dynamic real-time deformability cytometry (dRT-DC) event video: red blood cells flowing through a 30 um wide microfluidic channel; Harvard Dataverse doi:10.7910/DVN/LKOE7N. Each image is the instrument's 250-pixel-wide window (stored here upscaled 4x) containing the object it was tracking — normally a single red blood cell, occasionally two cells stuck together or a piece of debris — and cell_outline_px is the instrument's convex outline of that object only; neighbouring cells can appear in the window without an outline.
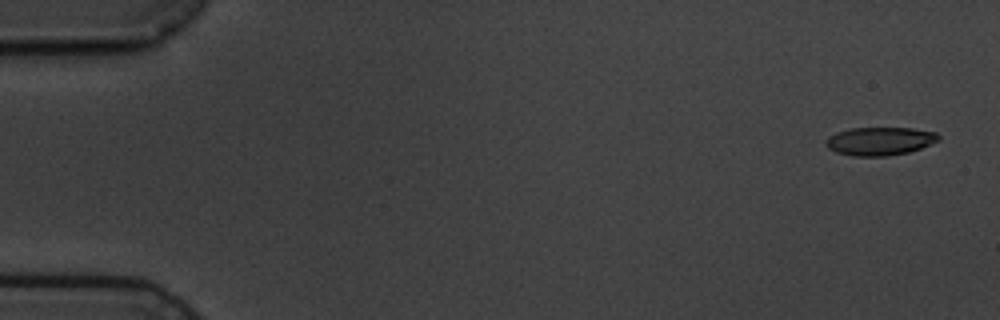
{"species": "common noctule bat (a hibernating species)", "species_latin": "Nyctalus noctula", "temperature_condition": "cold", "stored_images_in_passage": 5, "camera_frame_rate_fps": 3000, "um_per_image_px": 0.085, "animal": {"sex": "male", "body_mass_g": 19.5, "forearm_length_mm": 54.6}, "frame": {"image": 1, "passage_image": 1, "time_ms": 0.0, "image_size_px": [1000, 320], "cell_outline_px": [[940, 140], [920, 148], [908, 152], [888, 156], [852, 156], [836, 152], [828, 148], [824, 144], [824, 140], [828, 136], [836, 132], [852, 128], [912, 128], [936, 132], [940, 136]], "centroid_in_image_um": [74.76, 11.99], "position_along_channel_um": 10.2, "area_um2": 18.67}}
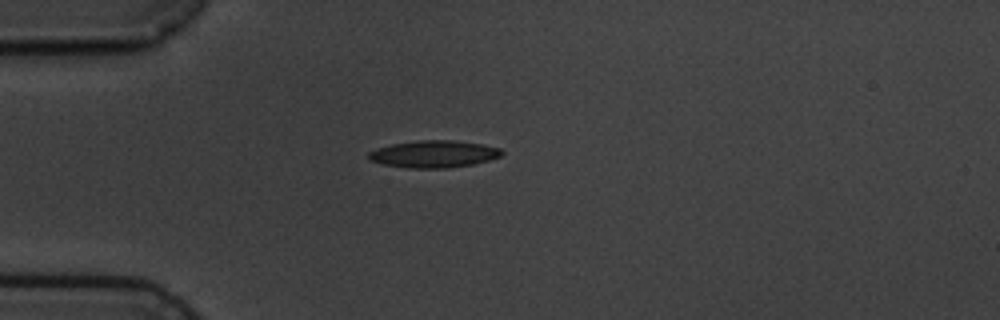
{"frame": {"image": 2, "passage_image": 5, "time_ms": 4.333, "image_size_px": [1000, 320], "cell_outline_px": [[504, 152], [500, 156], [488, 160], [472, 164], [448, 168], [408, 168], [384, 164], [368, 160], [368, 152], [376, 148], [392, 144], [420, 140], [452, 140], [484, 144], [500, 148]], "centroid_in_image_um": [36.86, 13.09], "position_along_channel_um": 48.1, "area_um2": 21.04}}